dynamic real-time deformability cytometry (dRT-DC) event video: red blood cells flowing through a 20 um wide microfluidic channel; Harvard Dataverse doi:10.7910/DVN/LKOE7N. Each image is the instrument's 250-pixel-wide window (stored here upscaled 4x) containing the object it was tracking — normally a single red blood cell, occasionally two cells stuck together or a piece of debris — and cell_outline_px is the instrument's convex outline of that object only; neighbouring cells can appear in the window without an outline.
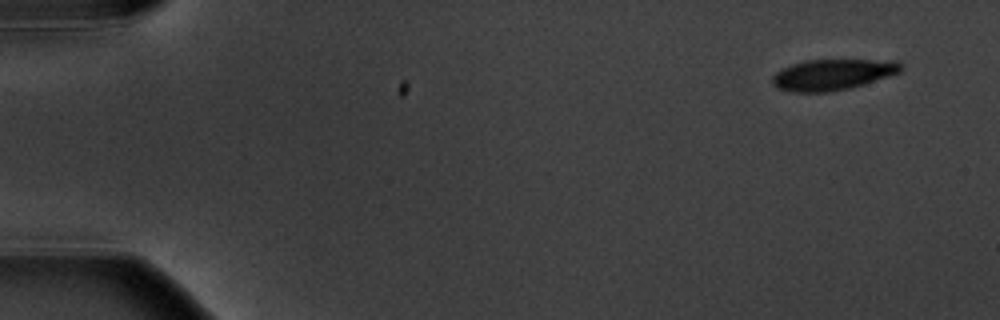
{"species": "common noctule bat (a hibernating species)", "species_latin": "Nyctalus noctula", "temperature_condition": "warm", "stored_images_in_passage": 5, "camera_frame_rate_fps": 3000, "um_per_image_px": 0.085, "animal": {"sex": "male", "body_mass_g": 20.1, "forearm_length_mm": 53.5}, "frame": {"image": 1, "passage_image": 1, "time_ms": 0.0, "image_size_px": [1000, 320], "cell_outline_px": [[900, 72], [852, 88], [828, 92], [792, 92], [776, 88], [772, 84], [772, 76], [776, 72], [792, 64], [808, 60], [896, 60], [900, 64]], "centroid_in_image_um": [70.73, 6.35], "position_along_channel_um": 14.3, "area_um2": 23.06}}